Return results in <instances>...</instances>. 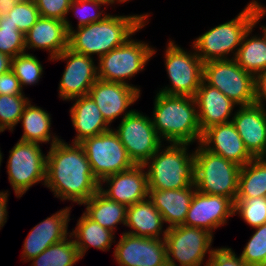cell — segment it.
<instances>
[{"mask_svg":"<svg viewBox=\"0 0 266 266\" xmlns=\"http://www.w3.org/2000/svg\"><path fill=\"white\" fill-rule=\"evenodd\" d=\"M45 185L62 201L82 205L99 190L84 148L63 139L49 147Z\"/></svg>","mask_w":266,"mask_h":266,"instance_id":"6da1fadb","label":"cell"},{"mask_svg":"<svg viewBox=\"0 0 266 266\" xmlns=\"http://www.w3.org/2000/svg\"><path fill=\"white\" fill-rule=\"evenodd\" d=\"M150 13L112 15L103 20L73 29L69 32L68 48L75 53L98 59L123 45L136 32L149 23ZM148 20V21H147Z\"/></svg>","mask_w":266,"mask_h":266,"instance_id":"7a4b0ae2","label":"cell"},{"mask_svg":"<svg viewBox=\"0 0 266 266\" xmlns=\"http://www.w3.org/2000/svg\"><path fill=\"white\" fill-rule=\"evenodd\" d=\"M152 116L153 126L162 141L200 143L202 131L194 97L157 92Z\"/></svg>","mask_w":266,"mask_h":266,"instance_id":"3957f363","label":"cell"},{"mask_svg":"<svg viewBox=\"0 0 266 266\" xmlns=\"http://www.w3.org/2000/svg\"><path fill=\"white\" fill-rule=\"evenodd\" d=\"M169 144H163L144 164L148 189H180L194 184V151L187 150L190 144Z\"/></svg>","mask_w":266,"mask_h":266,"instance_id":"277c9868","label":"cell"},{"mask_svg":"<svg viewBox=\"0 0 266 266\" xmlns=\"http://www.w3.org/2000/svg\"><path fill=\"white\" fill-rule=\"evenodd\" d=\"M255 14L256 8L251 0L235 18L207 30L194 39L192 49H195L203 63L234 59L245 32L254 24Z\"/></svg>","mask_w":266,"mask_h":266,"instance_id":"5b68a950","label":"cell"},{"mask_svg":"<svg viewBox=\"0 0 266 266\" xmlns=\"http://www.w3.org/2000/svg\"><path fill=\"white\" fill-rule=\"evenodd\" d=\"M241 166L206 150L200 143L194 151V185L200 193L222 195L235 202Z\"/></svg>","mask_w":266,"mask_h":266,"instance_id":"8992f818","label":"cell"},{"mask_svg":"<svg viewBox=\"0 0 266 266\" xmlns=\"http://www.w3.org/2000/svg\"><path fill=\"white\" fill-rule=\"evenodd\" d=\"M156 52L148 43L129 38L123 45L97 59L98 79L131 85L141 93L140 86L130 84L128 80L145 70Z\"/></svg>","mask_w":266,"mask_h":266,"instance_id":"52a82bcc","label":"cell"},{"mask_svg":"<svg viewBox=\"0 0 266 266\" xmlns=\"http://www.w3.org/2000/svg\"><path fill=\"white\" fill-rule=\"evenodd\" d=\"M164 54V64L171 85L160 88L158 92L194 97L203 80V62L195 49L185 51L170 39Z\"/></svg>","mask_w":266,"mask_h":266,"instance_id":"ba28073f","label":"cell"},{"mask_svg":"<svg viewBox=\"0 0 266 266\" xmlns=\"http://www.w3.org/2000/svg\"><path fill=\"white\" fill-rule=\"evenodd\" d=\"M203 80L221 91L238 107L255 104L254 76L244 71L234 59L203 63Z\"/></svg>","mask_w":266,"mask_h":266,"instance_id":"9c48e42d","label":"cell"},{"mask_svg":"<svg viewBox=\"0 0 266 266\" xmlns=\"http://www.w3.org/2000/svg\"><path fill=\"white\" fill-rule=\"evenodd\" d=\"M47 155L40 144L19 140L9 151L7 175L17 198L33 185L46 180Z\"/></svg>","mask_w":266,"mask_h":266,"instance_id":"30bf717a","label":"cell"},{"mask_svg":"<svg viewBox=\"0 0 266 266\" xmlns=\"http://www.w3.org/2000/svg\"><path fill=\"white\" fill-rule=\"evenodd\" d=\"M213 235L201 228L179 225L167 228L165 236L168 266H201L212 254ZM209 256V257H208ZM178 264H177V262Z\"/></svg>","mask_w":266,"mask_h":266,"instance_id":"8fae6325","label":"cell"},{"mask_svg":"<svg viewBox=\"0 0 266 266\" xmlns=\"http://www.w3.org/2000/svg\"><path fill=\"white\" fill-rule=\"evenodd\" d=\"M79 144L84 148L92 173L99 182L135 165L113 129L86 138Z\"/></svg>","mask_w":266,"mask_h":266,"instance_id":"7c38bea8","label":"cell"},{"mask_svg":"<svg viewBox=\"0 0 266 266\" xmlns=\"http://www.w3.org/2000/svg\"><path fill=\"white\" fill-rule=\"evenodd\" d=\"M113 130L135 165H144L163 144L152 119L136 109Z\"/></svg>","mask_w":266,"mask_h":266,"instance_id":"4fadbf2b","label":"cell"},{"mask_svg":"<svg viewBox=\"0 0 266 266\" xmlns=\"http://www.w3.org/2000/svg\"><path fill=\"white\" fill-rule=\"evenodd\" d=\"M65 60L67 65L59 83V98L63 101L86 96L98 80L94 57L73 52L69 48L50 61Z\"/></svg>","mask_w":266,"mask_h":266,"instance_id":"5bb4252c","label":"cell"},{"mask_svg":"<svg viewBox=\"0 0 266 266\" xmlns=\"http://www.w3.org/2000/svg\"><path fill=\"white\" fill-rule=\"evenodd\" d=\"M113 256L119 266H168L165 239L123 232Z\"/></svg>","mask_w":266,"mask_h":266,"instance_id":"9a60e30c","label":"cell"},{"mask_svg":"<svg viewBox=\"0 0 266 266\" xmlns=\"http://www.w3.org/2000/svg\"><path fill=\"white\" fill-rule=\"evenodd\" d=\"M234 216V202L222 195H210L195 191L183 225L210 232L226 225Z\"/></svg>","mask_w":266,"mask_h":266,"instance_id":"2e32d148","label":"cell"},{"mask_svg":"<svg viewBox=\"0 0 266 266\" xmlns=\"http://www.w3.org/2000/svg\"><path fill=\"white\" fill-rule=\"evenodd\" d=\"M88 95L100 109L103 118L111 126L114 120L131 114L135 109L129 106L138 100L141 93L131 85L108 82L98 79L90 88Z\"/></svg>","mask_w":266,"mask_h":266,"instance_id":"e0dca14e","label":"cell"},{"mask_svg":"<svg viewBox=\"0 0 266 266\" xmlns=\"http://www.w3.org/2000/svg\"><path fill=\"white\" fill-rule=\"evenodd\" d=\"M99 191L108 199L127 207L145 200L148 198V180L144 165H134L103 178L99 182Z\"/></svg>","mask_w":266,"mask_h":266,"instance_id":"ac0fdd59","label":"cell"},{"mask_svg":"<svg viewBox=\"0 0 266 266\" xmlns=\"http://www.w3.org/2000/svg\"><path fill=\"white\" fill-rule=\"evenodd\" d=\"M70 210L71 206L60 209L29 231L22 246L21 257L24 262H30L48 247L63 241L70 235L68 232V222L71 220Z\"/></svg>","mask_w":266,"mask_h":266,"instance_id":"d6986e66","label":"cell"},{"mask_svg":"<svg viewBox=\"0 0 266 266\" xmlns=\"http://www.w3.org/2000/svg\"><path fill=\"white\" fill-rule=\"evenodd\" d=\"M232 122L253 158H266V108L259 104L239 106Z\"/></svg>","mask_w":266,"mask_h":266,"instance_id":"ffe728a7","label":"cell"},{"mask_svg":"<svg viewBox=\"0 0 266 266\" xmlns=\"http://www.w3.org/2000/svg\"><path fill=\"white\" fill-rule=\"evenodd\" d=\"M200 144L206 150L218 154L239 166H244L253 159L232 121L216 124L205 129L202 132Z\"/></svg>","mask_w":266,"mask_h":266,"instance_id":"44dd1931","label":"cell"},{"mask_svg":"<svg viewBox=\"0 0 266 266\" xmlns=\"http://www.w3.org/2000/svg\"><path fill=\"white\" fill-rule=\"evenodd\" d=\"M194 99L202 132L210 126L232 121V116L235 114L233 110L238 106L221 91L210 86L204 80L201 81Z\"/></svg>","mask_w":266,"mask_h":266,"instance_id":"7402d4cb","label":"cell"},{"mask_svg":"<svg viewBox=\"0 0 266 266\" xmlns=\"http://www.w3.org/2000/svg\"><path fill=\"white\" fill-rule=\"evenodd\" d=\"M69 33L65 22L55 18L40 17L25 34V49L46 50L52 60L68 48Z\"/></svg>","mask_w":266,"mask_h":266,"instance_id":"603a6c76","label":"cell"},{"mask_svg":"<svg viewBox=\"0 0 266 266\" xmlns=\"http://www.w3.org/2000/svg\"><path fill=\"white\" fill-rule=\"evenodd\" d=\"M252 2L256 8L254 24L245 32L234 60L244 71L255 77L266 69V36L263 31L259 36L258 34L252 36V32L253 28H256V24H259L263 16L266 15V6H263L258 0H252Z\"/></svg>","mask_w":266,"mask_h":266,"instance_id":"cb8c5ba5","label":"cell"},{"mask_svg":"<svg viewBox=\"0 0 266 266\" xmlns=\"http://www.w3.org/2000/svg\"><path fill=\"white\" fill-rule=\"evenodd\" d=\"M196 186L191 184L180 189H148V199L161 213L166 228L183 225Z\"/></svg>","mask_w":266,"mask_h":266,"instance_id":"d4e9b609","label":"cell"},{"mask_svg":"<svg viewBox=\"0 0 266 266\" xmlns=\"http://www.w3.org/2000/svg\"><path fill=\"white\" fill-rule=\"evenodd\" d=\"M69 101H75L69 110L72 126L76 131V136L71 143H81L86 138L97 136L112 129L89 95L76 97Z\"/></svg>","mask_w":266,"mask_h":266,"instance_id":"484cf974","label":"cell"},{"mask_svg":"<svg viewBox=\"0 0 266 266\" xmlns=\"http://www.w3.org/2000/svg\"><path fill=\"white\" fill-rule=\"evenodd\" d=\"M125 226L131 230L124 233L145 238L164 239L167 233L161 213L148 198L127 207Z\"/></svg>","mask_w":266,"mask_h":266,"instance_id":"4316f807","label":"cell"},{"mask_svg":"<svg viewBox=\"0 0 266 266\" xmlns=\"http://www.w3.org/2000/svg\"><path fill=\"white\" fill-rule=\"evenodd\" d=\"M51 119L50 113L29 101L19 120L23 126V135L19 140L37 144L50 143V147L59 142L61 137L51 132Z\"/></svg>","mask_w":266,"mask_h":266,"instance_id":"83f0119b","label":"cell"},{"mask_svg":"<svg viewBox=\"0 0 266 266\" xmlns=\"http://www.w3.org/2000/svg\"><path fill=\"white\" fill-rule=\"evenodd\" d=\"M70 235L75 238L74 242L81 259L90 247L106 252L113 242L116 243L114 232L94 222L84 213L79 217L75 229L70 231Z\"/></svg>","mask_w":266,"mask_h":266,"instance_id":"f1b7e54d","label":"cell"},{"mask_svg":"<svg viewBox=\"0 0 266 266\" xmlns=\"http://www.w3.org/2000/svg\"><path fill=\"white\" fill-rule=\"evenodd\" d=\"M82 205L88 218L114 233L119 223L126 224L127 206L108 199L99 190Z\"/></svg>","mask_w":266,"mask_h":266,"instance_id":"f546056e","label":"cell"},{"mask_svg":"<svg viewBox=\"0 0 266 266\" xmlns=\"http://www.w3.org/2000/svg\"><path fill=\"white\" fill-rule=\"evenodd\" d=\"M266 197V158H253L241 166L236 199Z\"/></svg>","mask_w":266,"mask_h":266,"instance_id":"4dcf8cb0","label":"cell"},{"mask_svg":"<svg viewBox=\"0 0 266 266\" xmlns=\"http://www.w3.org/2000/svg\"><path fill=\"white\" fill-rule=\"evenodd\" d=\"M81 260L74 238L69 235L63 241L53 244L30 261L31 266H73Z\"/></svg>","mask_w":266,"mask_h":266,"instance_id":"1f68e13d","label":"cell"},{"mask_svg":"<svg viewBox=\"0 0 266 266\" xmlns=\"http://www.w3.org/2000/svg\"><path fill=\"white\" fill-rule=\"evenodd\" d=\"M11 70L18 78L22 90L25 86L27 87V85L38 84L44 72L40 60H38L35 55L28 52L12 58Z\"/></svg>","mask_w":266,"mask_h":266,"instance_id":"d6a6232c","label":"cell"},{"mask_svg":"<svg viewBox=\"0 0 266 266\" xmlns=\"http://www.w3.org/2000/svg\"><path fill=\"white\" fill-rule=\"evenodd\" d=\"M29 101L25 95H0V133L13 131Z\"/></svg>","mask_w":266,"mask_h":266,"instance_id":"836d02e7","label":"cell"},{"mask_svg":"<svg viewBox=\"0 0 266 266\" xmlns=\"http://www.w3.org/2000/svg\"><path fill=\"white\" fill-rule=\"evenodd\" d=\"M240 216L252 228L266 223V197L236 199L234 215Z\"/></svg>","mask_w":266,"mask_h":266,"instance_id":"e575fe53","label":"cell"},{"mask_svg":"<svg viewBox=\"0 0 266 266\" xmlns=\"http://www.w3.org/2000/svg\"><path fill=\"white\" fill-rule=\"evenodd\" d=\"M0 52L12 58L26 52L25 35L11 22H6V15L0 21Z\"/></svg>","mask_w":266,"mask_h":266,"instance_id":"d590c367","label":"cell"},{"mask_svg":"<svg viewBox=\"0 0 266 266\" xmlns=\"http://www.w3.org/2000/svg\"><path fill=\"white\" fill-rule=\"evenodd\" d=\"M40 18L34 0H21L7 14L6 22H11L24 35Z\"/></svg>","mask_w":266,"mask_h":266,"instance_id":"8d00e7d4","label":"cell"},{"mask_svg":"<svg viewBox=\"0 0 266 266\" xmlns=\"http://www.w3.org/2000/svg\"><path fill=\"white\" fill-rule=\"evenodd\" d=\"M108 6V3L97 0H72L68 14L72 11L78 19L76 28L103 20L108 13H105L101 7Z\"/></svg>","mask_w":266,"mask_h":266,"instance_id":"74e56055","label":"cell"},{"mask_svg":"<svg viewBox=\"0 0 266 266\" xmlns=\"http://www.w3.org/2000/svg\"><path fill=\"white\" fill-rule=\"evenodd\" d=\"M253 229H255V232L239 255L242 260L251 266H262L266 260V223Z\"/></svg>","mask_w":266,"mask_h":266,"instance_id":"f35d334b","label":"cell"},{"mask_svg":"<svg viewBox=\"0 0 266 266\" xmlns=\"http://www.w3.org/2000/svg\"><path fill=\"white\" fill-rule=\"evenodd\" d=\"M72 0H34L40 17L59 19L66 24L68 33L74 29L67 18Z\"/></svg>","mask_w":266,"mask_h":266,"instance_id":"ab89813d","label":"cell"},{"mask_svg":"<svg viewBox=\"0 0 266 266\" xmlns=\"http://www.w3.org/2000/svg\"><path fill=\"white\" fill-rule=\"evenodd\" d=\"M204 266H251L236 255L232 248L218 247L214 248L211 256L205 262Z\"/></svg>","mask_w":266,"mask_h":266,"instance_id":"60d3db41","label":"cell"},{"mask_svg":"<svg viewBox=\"0 0 266 266\" xmlns=\"http://www.w3.org/2000/svg\"><path fill=\"white\" fill-rule=\"evenodd\" d=\"M0 95H25L18 78L12 70L0 74Z\"/></svg>","mask_w":266,"mask_h":266,"instance_id":"b9f144b4","label":"cell"},{"mask_svg":"<svg viewBox=\"0 0 266 266\" xmlns=\"http://www.w3.org/2000/svg\"><path fill=\"white\" fill-rule=\"evenodd\" d=\"M255 83V103L262 105L264 108L266 101V69L254 77Z\"/></svg>","mask_w":266,"mask_h":266,"instance_id":"7bdbcfd3","label":"cell"},{"mask_svg":"<svg viewBox=\"0 0 266 266\" xmlns=\"http://www.w3.org/2000/svg\"><path fill=\"white\" fill-rule=\"evenodd\" d=\"M9 197V191H0V230L7 222V202Z\"/></svg>","mask_w":266,"mask_h":266,"instance_id":"ee69618b","label":"cell"},{"mask_svg":"<svg viewBox=\"0 0 266 266\" xmlns=\"http://www.w3.org/2000/svg\"><path fill=\"white\" fill-rule=\"evenodd\" d=\"M12 57L0 52V74L6 73L11 70Z\"/></svg>","mask_w":266,"mask_h":266,"instance_id":"f6af8a7d","label":"cell"},{"mask_svg":"<svg viewBox=\"0 0 266 266\" xmlns=\"http://www.w3.org/2000/svg\"><path fill=\"white\" fill-rule=\"evenodd\" d=\"M21 0H0V14L6 15Z\"/></svg>","mask_w":266,"mask_h":266,"instance_id":"bcb514c9","label":"cell"},{"mask_svg":"<svg viewBox=\"0 0 266 266\" xmlns=\"http://www.w3.org/2000/svg\"><path fill=\"white\" fill-rule=\"evenodd\" d=\"M127 1L129 2L130 0H112V5H113V4L115 5L116 2H117V4H118V3L121 4V3H124V2H127Z\"/></svg>","mask_w":266,"mask_h":266,"instance_id":"7dc6e473","label":"cell"},{"mask_svg":"<svg viewBox=\"0 0 266 266\" xmlns=\"http://www.w3.org/2000/svg\"><path fill=\"white\" fill-rule=\"evenodd\" d=\"M97 1H102V2L108 3L109 5H112V0H97Z\"/></svg>","mask_w":266,"mask_h":266,"instance_id":"c3c4849f","label":"cell"},{"mask_svg":"<svg viewBox=\"0 0 266 266\" xmlns=\"http://www.w3.org/2000/svg\"><path fill=\"white\" fill-rule=\"evenodd\" d=\"M260 28L262 29L261 31H263L264 35L266 36V26L264 25V26H261Z\"/></svg>","mask_w":266,"mask_h":266,"instance_id":"681fc988","label":"cell"},{"mask_svg":"<svg viewBox=\"0 0 266 266\" xmlns=\"http://www.w3.org/2000/svg\"><path fill=\"white\" fill-rule=\"evenodd\" d=\"M3 159V156H2V153H1V150H0V168H1V163H2V160Z\"/></svg>","mask_w":266,"mask_h":266,"instance_id":"f907efd6","label":"cell"}]
</instances>
